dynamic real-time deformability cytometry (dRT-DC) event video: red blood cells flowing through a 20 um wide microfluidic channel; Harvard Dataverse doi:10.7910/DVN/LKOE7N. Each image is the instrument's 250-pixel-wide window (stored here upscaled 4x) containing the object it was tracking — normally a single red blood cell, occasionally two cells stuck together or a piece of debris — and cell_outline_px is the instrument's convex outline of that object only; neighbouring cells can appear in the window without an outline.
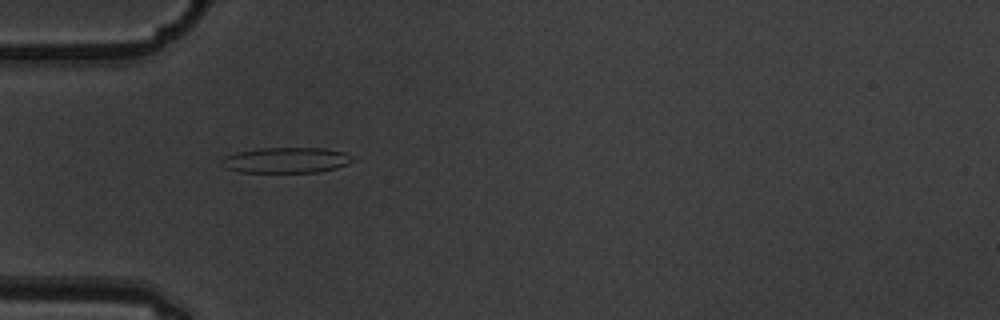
{"species": "common noctule bat (a hibernating species)", "species_latin": "Nyctalus noctula", "temperature_condition": "warm", "stored_images_in_passage": 1, "camera_frame_rate_fps": 3000, "um_per_image_px": 0.085, "animal": {"sex": "male", "body_mass_g": 19.5, "forearm_length_mm": 54.6}, "frame": {"image": 1, "passage_image": 1, "time_ms": 0.0, "image_size_px": [1000, 320], "cell_outline_px": [[356, 160], [348, 164], [336, 168], [320, 172], [240, 172], [224, 168], [220, 164], [220, 160], [224, 156], [236, 152], [260, 148], [324, 148], [344, 152]], "centroid_in_image_um": [24.29, 13.62], "position_along_channel_um": 60.7, "area_um2": 19.71}}